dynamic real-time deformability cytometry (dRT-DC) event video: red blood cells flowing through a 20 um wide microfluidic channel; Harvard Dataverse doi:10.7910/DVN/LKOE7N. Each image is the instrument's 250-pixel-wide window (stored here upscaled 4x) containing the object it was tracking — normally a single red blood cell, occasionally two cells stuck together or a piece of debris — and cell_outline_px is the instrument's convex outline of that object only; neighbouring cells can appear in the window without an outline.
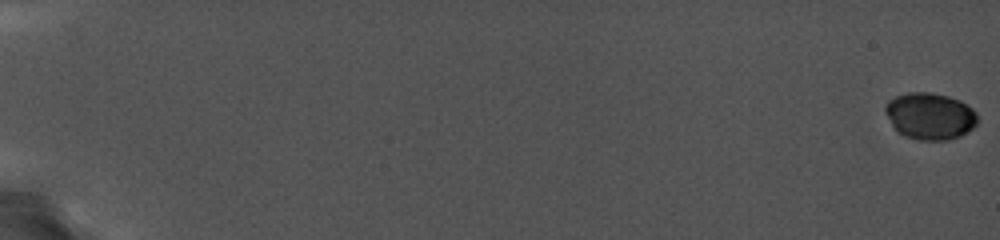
{"species": "common noctule bat (a hibernating species)", "species_latin": "Nyctalus noctula", "temperature_condition": "cold", "stored_images_in_passage": 65, "camera_frame_rate_fps": 5000, "um_per_image_px": 0.085, "animal": {"sex": "female", "body_mass_g": 19.0, "forearm_length_mm": 56.7}, "frame": {"image": 1, "passage_image": 1, "time_ms": 0.0, "image_size_px": [1000, 240], "cell_outline_px": [[976, 124], [972, 128], [960, 136], [948, 140], [916, 140], [900, 132], [892, 124], [888, 116], [888, 104], [896, 96], [908, 92], [928, 92], [948, 96], [960, 100], [972, 108], [976, 112]], "centroid_in_image_um": [79.11, 9.87], "position_along_channel_um": 5.9, "area_um2": 24.51}}
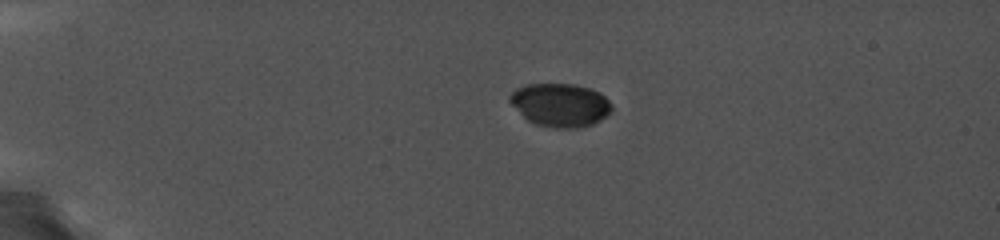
{"frame": {"image": 2, "passage_image": 38, "time_ms": 5.0, "image_size_px": [1000, 240], "cell_outline_px": [[608, 112], [604, 116], [592, 124], [580, 128], [548, 128], [536, 124], [528, 120], [512, 104], [512, 92], [516, 88], [524, 84], [576, 84], [588, 88], [604, 96], [608, 100]], "centroid_in_image_um": [47.58, 8.93], "position_along_channel_um": 37.4, "area_um2": 25.09}}
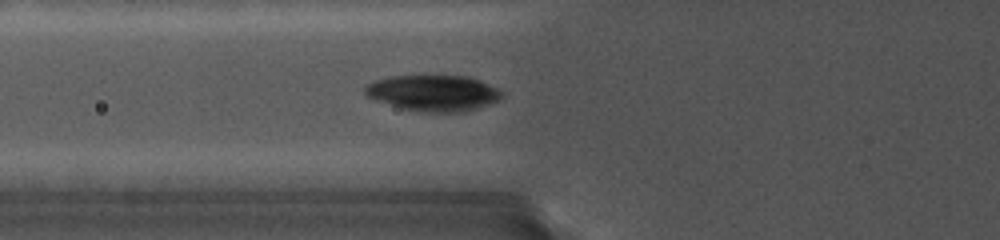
{"frame": {"image": 3, "passage_image": 63, "time_ms": 8.2, "image_size_px": [1000, 240], "cell_outline_px": [[500, 96], [496, 100], [476, 108], [464, 112], [424, 112], [400, 108], [368, 96], [364, 92], [364, 88], [368, 84], [376, 80], [388, 76], [468, 76], [480, 80], [496, 88], [500, 92]], "centroid_in_image_um": [36.79, 7.9], "position_along_channel_um": 89.0, "area_um2": 28.15}}